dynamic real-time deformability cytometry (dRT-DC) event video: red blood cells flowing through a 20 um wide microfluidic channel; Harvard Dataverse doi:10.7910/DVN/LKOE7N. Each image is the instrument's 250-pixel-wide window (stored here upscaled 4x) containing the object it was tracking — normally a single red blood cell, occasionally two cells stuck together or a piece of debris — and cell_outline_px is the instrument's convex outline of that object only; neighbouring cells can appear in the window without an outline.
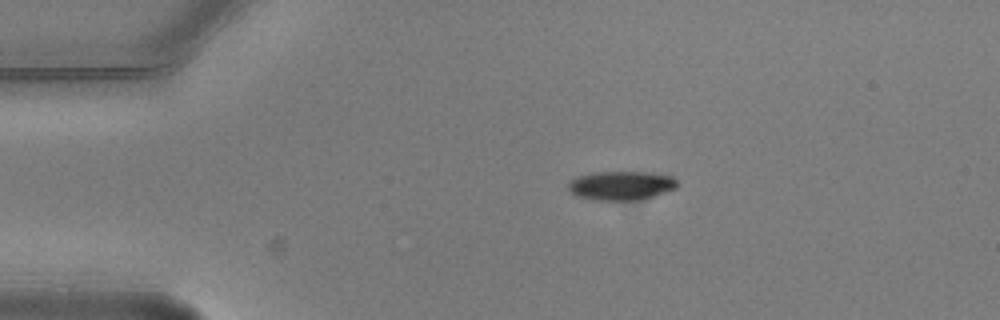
{"species": "common noctule bat (a hibernating species)", "species_latin": "Nyctalus noctula", "temperature_condition": "warm", "stored_images_in_passage": 3, "camera_frame_rate_fps": 3000, "um_per_image_px": 0.085, "animal": {"sex": "male", "body_mass_g": 20.5, "forearm_length_mm": 52.5}, "frame": {"image": 1, "passage_image": 1, "time_ms": 0.0, "image_size_px": [1000, 320], "cell_outline_px": [[680, 184], [676, 188], [640, 200], [596, 200], [576, 196], [568, 188], [568, 184], [576, 176], [592, 172], [652, 172], [672, 176]], "centroid_in_image_um": [52.81, 15.76], "position_along_channel_um": 32.2, "area_um2": 18.5}}